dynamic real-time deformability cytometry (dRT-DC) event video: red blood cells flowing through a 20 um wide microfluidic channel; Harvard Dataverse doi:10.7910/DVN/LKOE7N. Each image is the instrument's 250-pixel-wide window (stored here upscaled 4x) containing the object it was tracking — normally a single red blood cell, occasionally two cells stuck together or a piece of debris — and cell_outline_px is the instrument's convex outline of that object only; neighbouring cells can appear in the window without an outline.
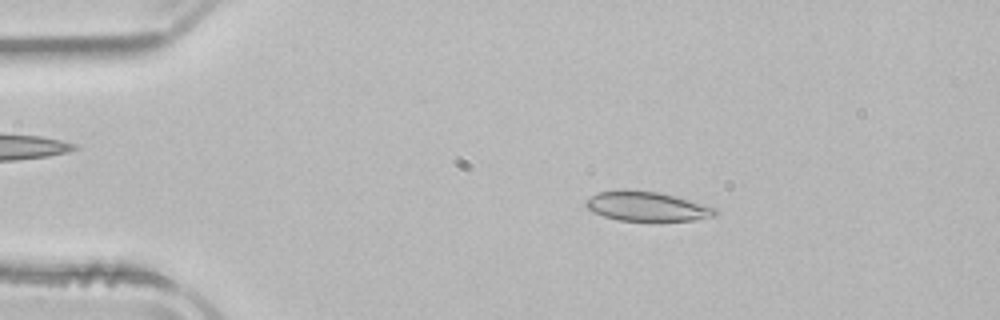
{"species": "common noctule bat (a hibernating species)", "species_latin": "Nyctalus noctula", "temperature_condition": "room temperature", "stored_images_in_passage": 51, "camera_frame_rate_fps": 3000, "um_per_image_px": 0.085, "animal": {"sex": "male", "body_mass_g": 21.5, "forearm_length_mm": 52.0}, "frame": {"image": 1, "passage_image": 9, "time_ms": 2.667, "image_size_px": [1000, 320], "cell_outline_px": [[716, 216], [692, 220], [620, 220], [604, 216], [592, 212], [584, 204], [584, 200], [596, 192], [656, 192], [676, 196], [716, 208]], "centroid_in_image_um": [54.98, 17.56], "position_along_channel_um": 30.0, "area_um2": 21.39}}
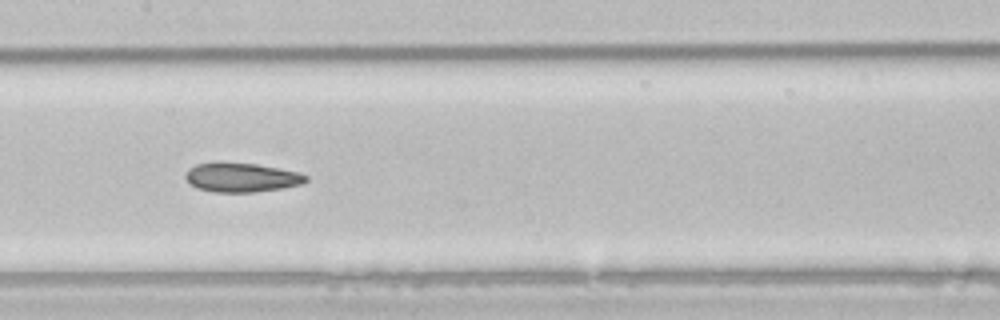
{"frame": {"image": 2, "passage_image": 25, "time_ms": 8.0, "image_size_px": [1000, 320], "cell_outline_px": [[308, 180], [300, 184], [280, 188], [256, 192], [216, 192], [196, 188], [184, 176], [188, 168], [196, 164], [220, 160], [256, 164], [300, 172], [308, 176]], "centroid_in_image_um": [20.49, 15.05], "position_along_channel_um": 186.9, "area_um2": 20.81}}
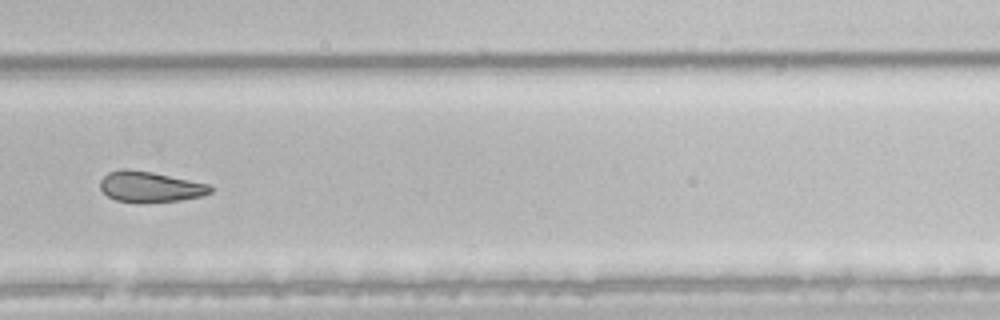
{"frame": {"image": 3, "passage_image": 35, "time_ms": 11.333, "image_size_px": [1000, 320], "cell_outline_px": [[212, 192], [200, 196], [180, 200], [116, 200], [108, 196], [100, 188], [100, 180], [108, 172], [120, 168], [128, 168], [152, 172], [212, 184]], "centroid_in_image_um": [12.77, 15.82], "position_along_channel_um": 317.0, "area_um2": 19.19}, "authors_computed_cell_mechanics": {"area_um2": 21.5594, "velocity_mm_per_s": 3.9217, "shape_relaxation_time_tau1_ms": null, "shape_relaxation_time_tau2_ms": 3.9824, "deformation_change_tau1": null, "deformation_change_tau2": 0.0961}}